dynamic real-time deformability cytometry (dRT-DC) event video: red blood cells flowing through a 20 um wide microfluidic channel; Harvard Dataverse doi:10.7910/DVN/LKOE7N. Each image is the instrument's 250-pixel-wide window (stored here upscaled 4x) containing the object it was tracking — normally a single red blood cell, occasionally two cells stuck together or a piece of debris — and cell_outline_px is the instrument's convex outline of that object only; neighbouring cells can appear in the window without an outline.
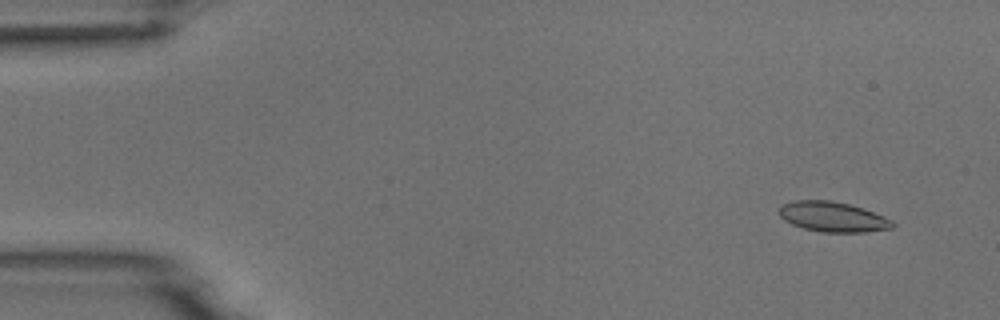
{"species": "common noctule bat (a hibernating species)", "species_latin": "Nyctalus noctula", "temperature_condition": "room temperature", "stored_images_in_passage": 4, "camera_frame_rate_fps": 3000, "um_per_image_px": 0.085, "animal": {"sex": "male", "body_mass_g": 18.8}, "frame": {"image": 1, "passage_image": 1, "time_ms": 0.0, "image_size_px": [1000, 320], "cell_outline_px": [[896, 224], [892, 228], [864, 232], [820, 232], [804, 228], [792, 224], [784, 220], [780, 216], [780, 208], [784, 204], [792, 200], [832, 200], [864, 208], [884, 216], [892, 220]], "centroid_in_image_um": [70.81, 18.43], "position_along_channel_um": 14.2, "area_um2": 19.88}}
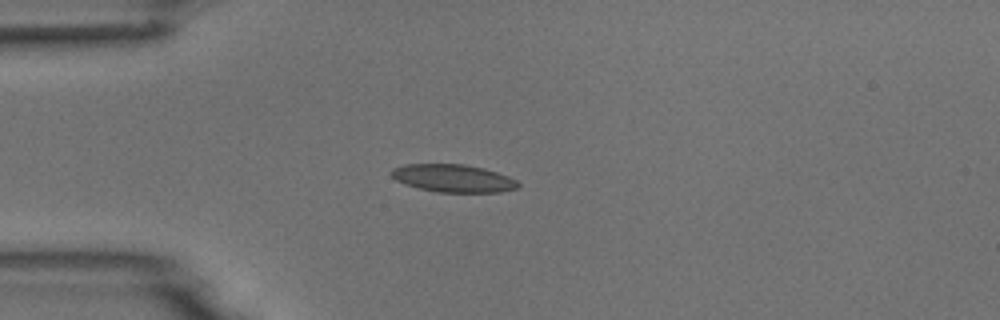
{"frame": {"image": 2, "passage_image": 4, "time_ms": 3.333, "image_size_px": [1000, 320], "cell_outline_px": [[520, 188], [500, 192], [436, 192], [404, 184], [396, 180], [392, 176], [392, 168], [404, 164], [464, 164], [484, 168], [508, 176], [516, 180], [520, 184]], "centroid_in_image_um": [38.54, 15.15], "position_along_channel_um": 46.5, "area_um2": 20.52}}